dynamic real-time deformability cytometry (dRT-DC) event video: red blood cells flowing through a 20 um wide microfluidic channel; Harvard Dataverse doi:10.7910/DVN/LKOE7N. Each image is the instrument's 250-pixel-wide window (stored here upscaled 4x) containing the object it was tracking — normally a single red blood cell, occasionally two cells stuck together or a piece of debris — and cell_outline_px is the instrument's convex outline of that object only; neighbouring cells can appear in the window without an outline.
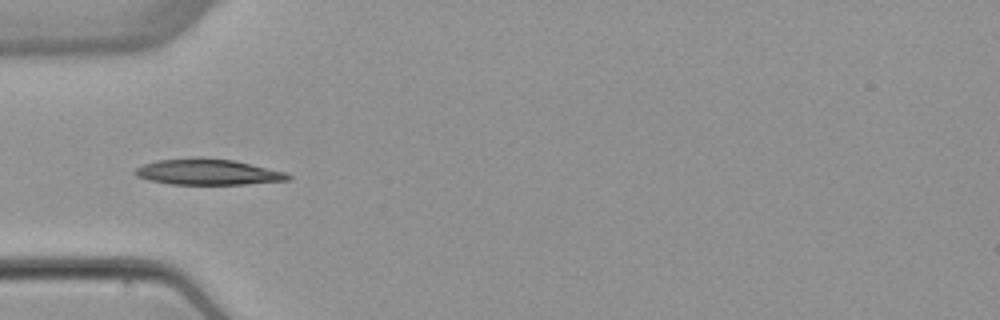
{"species": "common noctule bat (a hibernating species)", "species_latin": "Nyctalus noctula", "temperature_condition": "warm", "stored_images_in_passage": 6, "camera_frame_rate_fps": 3000, "um_per_image_px": 0.085, "animal": {"sex": "female", "body_mass_g": 22.7, "forearm_length_mm": 54.2}, "frame": {"image": 1, "passage_image": 5, "time_ms": 4.667, "image_size_px": [1000, 320], "cell_outline_px": [[292, 176], [288, 180], [244, 184], [168, 184], [148, 180], [136, 176], [132, 172], [136, 168], [144, 164], [156, 160], [196, 156], [200, 156], [236, 160], [288, 172]], "centroid_in_image_um": [17.66, 14.59], "position_along_channel_um": 67.3, "area_um2": 23.58}}
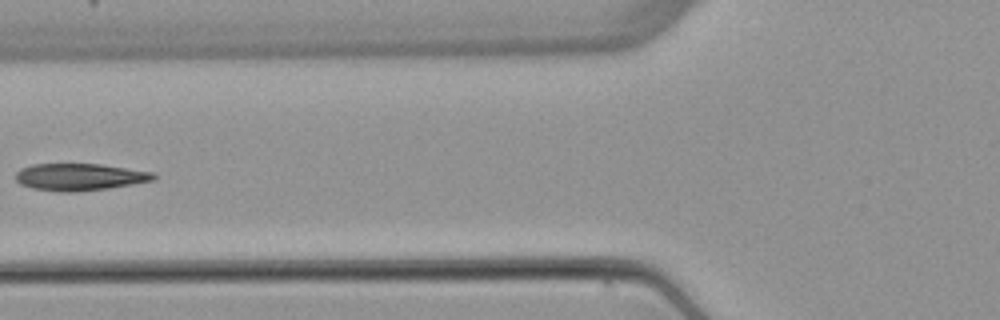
{"frame": {"image": 2, "passage_image": 6, "time_ms": 6.0, "image_size_px": [1000, 320], "cell_outline_px": [[156, 180], [108, 188], [76, 192], [56, 192], [32, 188], [20, 184], [16, 180], [16, 172], [20, 168], [32, 164], [100, 164], [152, 172], [156, 176]], "centroid_in_image_um": [6.74, 15.05], "position_along_channel_um": 119.1, "area_um2": 21.79}}